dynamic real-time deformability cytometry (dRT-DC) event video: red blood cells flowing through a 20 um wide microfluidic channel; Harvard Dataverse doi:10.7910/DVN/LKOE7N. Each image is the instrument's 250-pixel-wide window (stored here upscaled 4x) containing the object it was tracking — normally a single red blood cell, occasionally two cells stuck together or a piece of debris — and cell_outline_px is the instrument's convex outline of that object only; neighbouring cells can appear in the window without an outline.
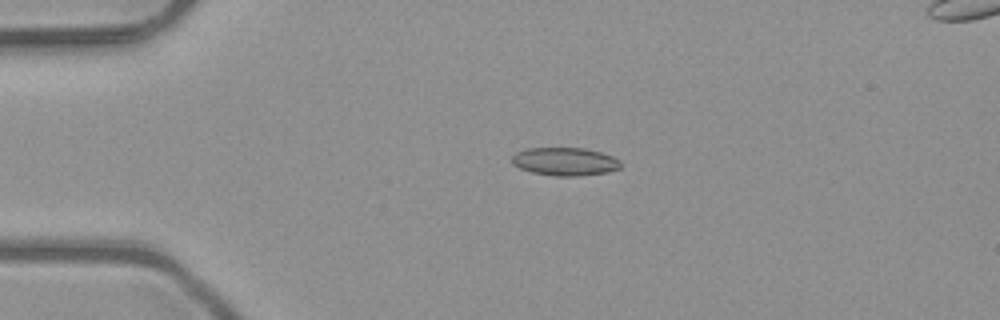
{"species": "common noctule bat (a hibernating species)", "species_latin": "Nyctalus noctula", "temperature_condition": "room temperature", "stored_images_in_passage": 4, "camera_frame_rate_fps": 3000, "um_per_image_px": 0.085, "animal": {"sex": "male", "body_mass_g": 23.1, "forearm_length_mm": 52.7}, "frame": {"image": 1, "passage_image": 2, "time_ms": 0.333, "image_size_px": [1000, 320], "cell_outline_px": [[620, 168], [608, 172], [580, 176], [552, 176], [532, 172], [520, 168], [512, 164], [512, 156], [516, 152], [528, 148], [584, 148], [600, 152], [612, 156], [620, 160]], "centroid_in_image_um": [48.01, 13.73], "position_along_channel_um": 37.0, "area_um2": 17.86}}